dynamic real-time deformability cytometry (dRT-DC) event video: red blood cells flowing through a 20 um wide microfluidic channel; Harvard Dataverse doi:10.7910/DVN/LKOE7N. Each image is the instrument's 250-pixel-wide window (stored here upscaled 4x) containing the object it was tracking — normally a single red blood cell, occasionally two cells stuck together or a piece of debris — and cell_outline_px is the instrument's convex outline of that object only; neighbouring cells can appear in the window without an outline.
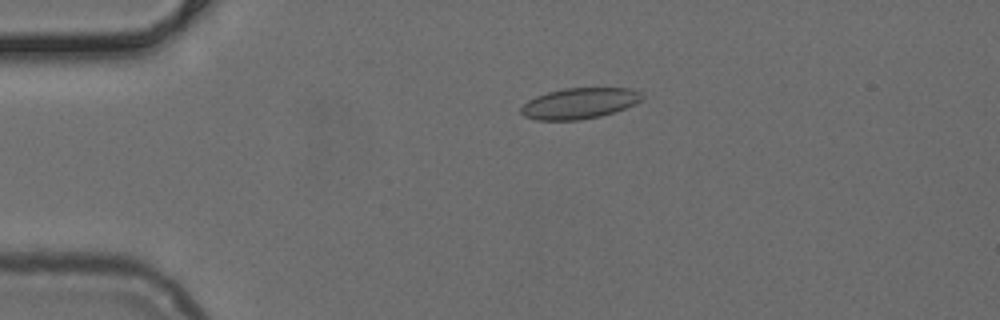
{"species": "common noctule bat (a hibernating species)", "species_latin": "Nyctalus noctula", "temperature_condition": "cold", "stored_images_in_passage": 41, "camera_frame_rate_fps": 3000, "um_per_image_px": 0.085, "animal": {"sex": "female", "body_mass_g": 24.6, "forearm_length_mm": 56.2}, "frame": {"image": 1, "passage_image": 1, "time_ms": 0.0, "image_size_px": [1000, 320], "cell_outline_px": [[644, 96], [636, 104], [600, 116], [580, 120], [536, 120], [524, 116], [520, 112], [520, 108], [528, 100], [536, 96], [548, 92], [564, 88], [632, 88], [640, 92]], "centroid_in_image_um": [49.24, 8.78], "position_along_channel_um": 35.8, "area_um2": 21.73}}
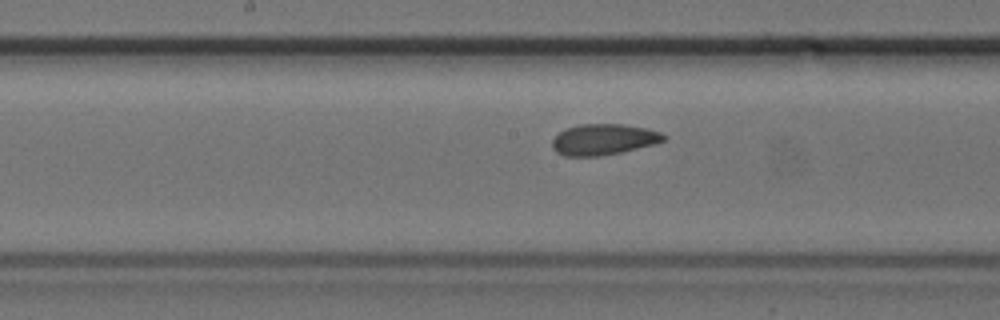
{"frame": {"image": 2, "passage_image": 16, "time_ms": 5.0, "image_size_px": [1000, 320], "cell_outline_px": [[668, 136], [664, 140], [656, 144], [620, 152], [600, 156], [564, 156], [556, 152], [552, 148], [552, 140], [560, 132], [568, 128], [580, 124], [624, 124], [648, 128], [660, 132]], "centroid_in_image_um": [51.33, 11.85], "position_along_channel_um": 196.9, "area_um2": 20.17}}
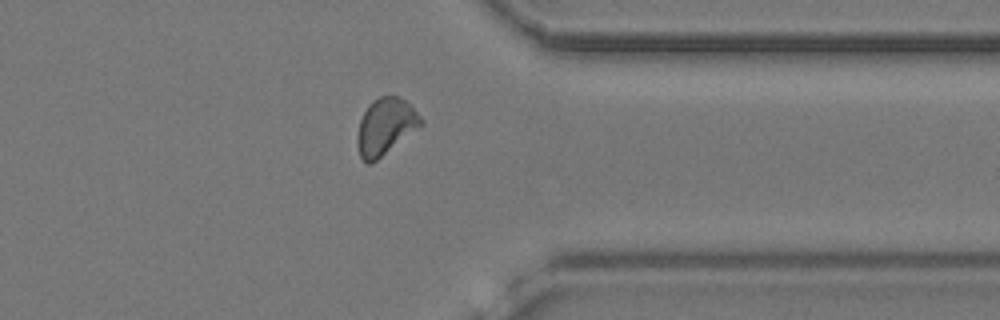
{"frame": {"image": 3, "passage_image": 30, "time_ms": 9.667, "image_size_px": [1000, 320], "cell_outline_px": [[424, 124], [372, 164], [368, 164], [360, 156], [356, 144], [356, 140], [360, 120], [368, 104], [372, 100], [380, 96], [396, 96], [404, 100], [424, 120]], "centroid_in_image_um": [32.75, 10.77], "position_along_channel_um": 378.7, "area_um2": 20.92}}